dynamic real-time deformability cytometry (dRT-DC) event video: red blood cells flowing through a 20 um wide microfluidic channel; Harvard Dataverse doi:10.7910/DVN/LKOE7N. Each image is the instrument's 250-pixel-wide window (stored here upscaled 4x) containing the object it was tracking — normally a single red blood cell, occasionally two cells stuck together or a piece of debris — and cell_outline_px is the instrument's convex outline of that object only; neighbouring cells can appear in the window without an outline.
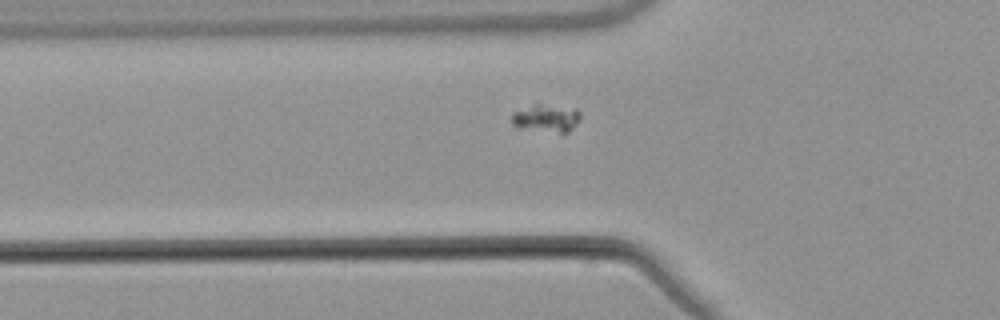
{"species": "common noctule bat (a hibernating species)", "species_latin": "Nyctalus noctula", "temperature_condition": "warm", "stored_images_in_passage": 6, "camera_frame_rate_fps": 3000, "um_per_image_px": 0.085, "animal": {"sex": "male", "body_mass_g": 21.5, "forearm_length_mm": 52.0}, "frame": {"image": 1, "passage_image": 6, "time_ms": 7.0, "image_size_px": [1000, 320], "cell_outline_px": [[580, 120], [568, 132], [560, 132], [516, 128], [512, 124], [512, 112], [536, 104], [540, 104], [576, 108], [580, 112]], "centroid_in_image_um": [46.43, 10.04], "position_along_channel_um": 79.4, "area_um2": 11.04}}